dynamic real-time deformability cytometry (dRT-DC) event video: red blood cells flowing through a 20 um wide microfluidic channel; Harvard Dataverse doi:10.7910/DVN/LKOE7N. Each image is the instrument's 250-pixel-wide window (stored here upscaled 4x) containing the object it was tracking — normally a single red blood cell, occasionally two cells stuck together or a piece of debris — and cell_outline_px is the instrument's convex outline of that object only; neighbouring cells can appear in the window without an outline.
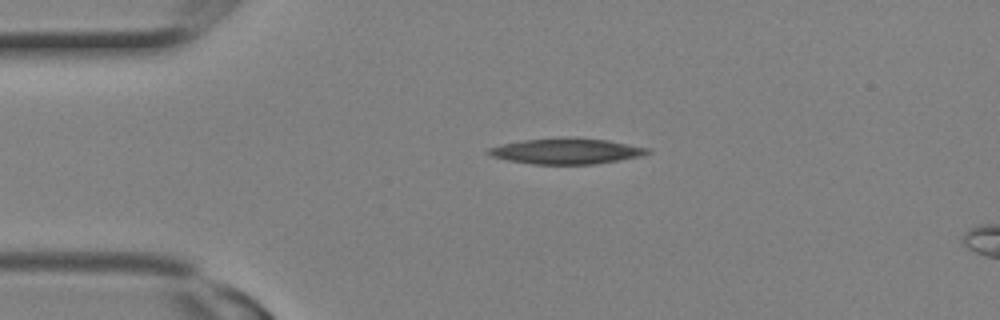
{"species": "Egyptian fruit bat (a non-hibernating species)", "species_latin": "Rousettus aegyptiacus", "temperature_condition": "room temperature", "stored_images_in_passage": 2, "camera_frame_rate_fps": 3000, "um_per_image_px": 0.085, "animal": {"sex": "female"}, "frame": {"image": 1, "passage_image": 2, "time_ms": 0.333, "image_size_px": [1000, 320], "cell_outline_px": [[652, 152], [644, 156], [620, 160], [592, 164], [532, 164], [508, 160], [492, 156], [484, 152], [488, 148], [520, 140], [556, 136], [572, 136], [608, 140], [652, 148]], "centroid_in_image_um": [48.19, 12.82], "position_along_channel_um": 36.8, "area_um2": 24.51}}